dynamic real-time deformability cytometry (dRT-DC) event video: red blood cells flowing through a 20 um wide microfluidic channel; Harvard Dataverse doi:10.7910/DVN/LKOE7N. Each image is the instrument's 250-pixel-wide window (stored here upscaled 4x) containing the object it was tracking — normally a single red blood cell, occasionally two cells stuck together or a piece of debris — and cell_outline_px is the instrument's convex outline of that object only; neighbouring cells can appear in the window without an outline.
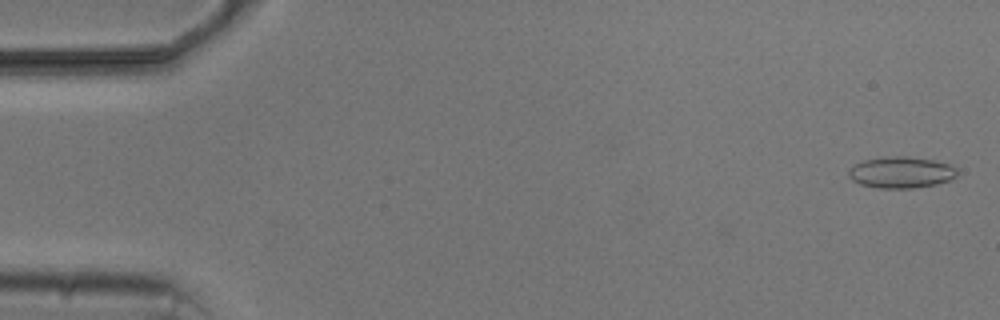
{"species": "common noctule bat (a hibernating species)", "species_latin": "Nyctalus noctula", "temperature_condition": "cold", "stored_images_in_passage": 5, "camera_frame_rate_fps": 3000, "um_per_image_px": 0.085, "animal": {"sex": "male", "body_mass_g": 20.5, "forearm_length_mm": 52.5}, "frame": {"image": 1, "passage_image": 1, "time_ms": 0.0, "image_size_px": [1000, 320], "cell_outline_px": [[956, 176], [952, 180], [936, 184], [912, 188], [880, 188], [860, 184], [852, 180], [848, 176], [848, 168], [864, 160], [888, 156], [904, 156], [932, 160], [948, 164], [956, 168]], "centroid_in_image_um": [76.57, 14.65], "position_along_channel_um": 8.4, "area_um2": 19.77}}
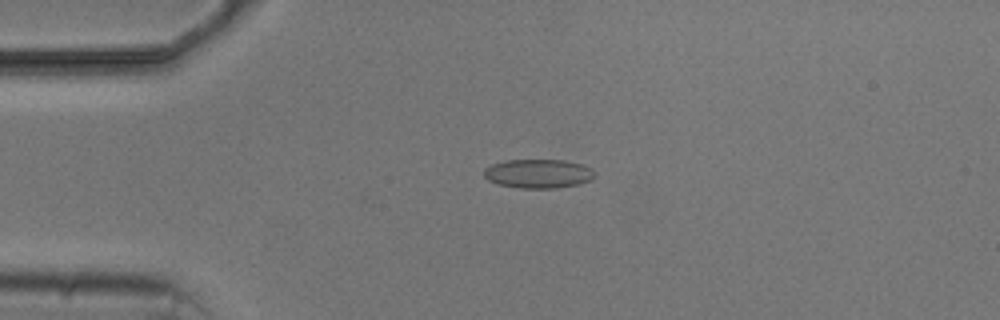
{"frame": {"image": 2, "passage_image": 4, "time_ms": 3.667, "image_size_px": [1000, 320], "cell_outline_px": [[596, 176], [592, 180], [576, 184], [556, 188], [520, 188], [500, 184], [488, 180], [484, 176], [484, 168], [492, 164], [508, 160], [564, 160], [584, 164], [592, 168], [596, 172]], "centroid_in_image_um": [45.81, 14.75], "position_along_channel_um": 39.2, "area_um2": 18.79}}